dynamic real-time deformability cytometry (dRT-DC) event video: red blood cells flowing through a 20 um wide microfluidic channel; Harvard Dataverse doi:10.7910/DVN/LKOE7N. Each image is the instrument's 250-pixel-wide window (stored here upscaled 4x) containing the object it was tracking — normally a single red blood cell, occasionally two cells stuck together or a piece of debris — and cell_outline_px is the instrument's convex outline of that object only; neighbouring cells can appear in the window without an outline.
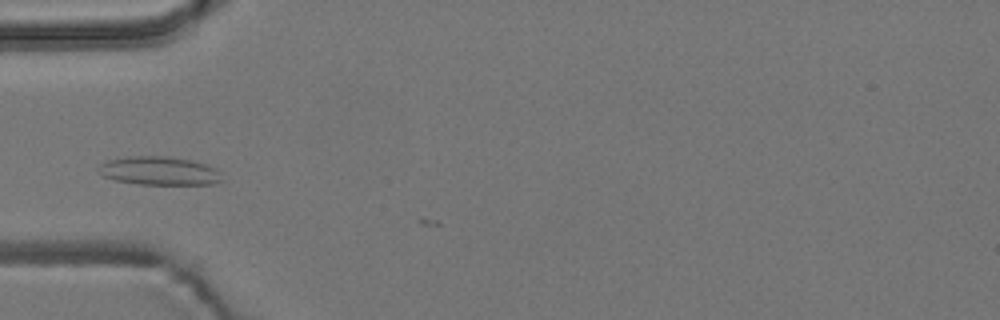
{"species": "common noctule bat (a hibernating species)", "species_latin": "Nyctalus noctula", "temperature_condition": "room temperature", "stored_images_in_passage": 2, "camera_frame_rate_fps": 3000, "um_per_image_px": 0.085, "animal": {"sex": "male", "body_mass_g": 19.2, "forearm_length_mm": 51.8}, "frame": {"image": 1, "passage_image": 1, "time_ms": 0.0, "image_size_px": [1000, 320], "cell_outline_px": [[224, 180], [212, 184], [140, 184], [116, 180], [104, 176], [100, 172], [100, 164], [104, 160], [128, 156], [164, 156], [192, 160], [216, 168]], "centroid_in_image_um": [13.54, 14.51], "position_along_channel_um": 71.5, "area_um2": 20.4}}